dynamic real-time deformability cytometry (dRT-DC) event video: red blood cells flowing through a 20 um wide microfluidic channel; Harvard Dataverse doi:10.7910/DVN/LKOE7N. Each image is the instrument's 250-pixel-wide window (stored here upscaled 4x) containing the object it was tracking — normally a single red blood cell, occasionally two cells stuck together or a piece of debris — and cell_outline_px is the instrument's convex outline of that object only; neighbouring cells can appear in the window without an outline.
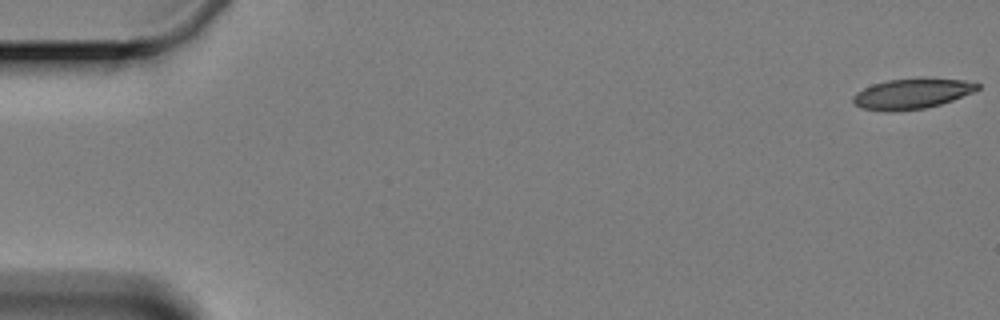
{"species": "Egyptian fruit bat (a non-hibernating species)", "species_latin": "Rousettus aegyptiacus", "temperature_condition": "cold", "stored_images_in_passage": 6, "camera_frame_rate_fps": 3000, "um_per_image_px": 0.085, "animal": {"sex": "female"}, "frame": {"image": 1, "passage_image": 1, "time_ms": 0.0, "image_size_px": [1000, 320], "cell_outline_px": [[980, 88], [972, 92], [952, 100], [940, 104], [924, 108], [860, 108], [852, 104], [852, 96], [856, 92], [872, 84], [888, 80], [964, 80], [980, 84]], "centroid_in_image_um": [77.5, 7.94], "position_along_channel_um": 7.5, "area_um2": 20.46}}
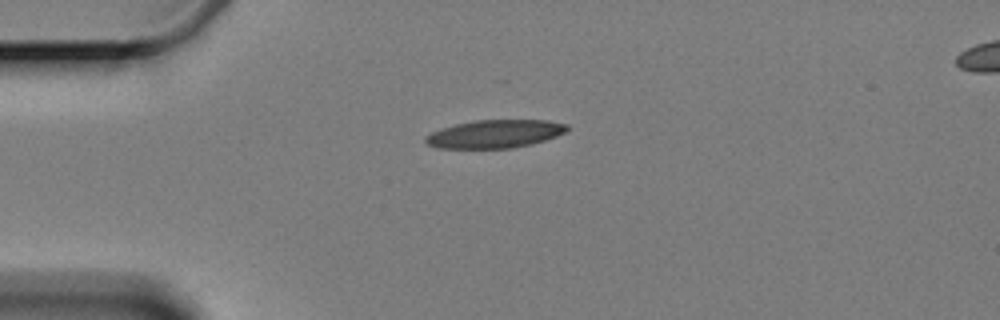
{"frame": {"image": 2, "passage_image": 5, "time_ms": 4.667, "image_size_px": [1000, 320], "cell_outline_px": [[568, 128], [564, 132], [556, 136], [544, 140], [512, 148], [440, 148], [428, 144], [424, 140], [424, 136], [432, 132], [456, 124], [476, 120], [548, 120], [568, 124]], "centroid_in_image_um": [42.06, 11.37], "position_along_channel_um": 42.9, "area_um2": 22.89}}